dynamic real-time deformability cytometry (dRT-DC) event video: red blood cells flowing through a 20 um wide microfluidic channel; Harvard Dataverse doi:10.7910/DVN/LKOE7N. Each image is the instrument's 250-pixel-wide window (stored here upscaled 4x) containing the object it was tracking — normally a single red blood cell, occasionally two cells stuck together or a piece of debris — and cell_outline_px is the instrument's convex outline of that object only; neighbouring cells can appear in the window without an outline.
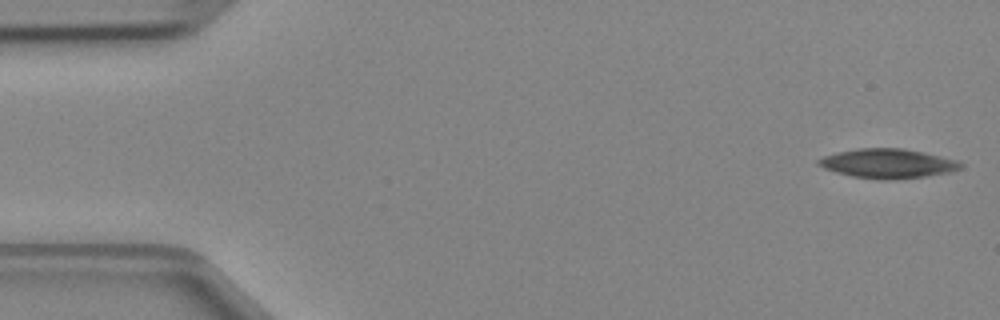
{"species": "Egyptian fruit bat (a non-hibernating species)", "species_latin": "Rousettus aegyptiacus", "temperature_condition": "cold", "stored_images_in_passage": 5, "segment_of_instrument_passage": [2, 2], "camera_frame_rate_fps": 3000, "um_per_image_px": 0.085, "animal": {"sex": "female"}, "frame": {"image": 1, "passage_image": 5, "time_ms": 1.333, "image_size_px": [1000, 320], "cell_outline_px": [[964, 168], [948, 172], [924, 176], [888, 180], [880, 180], [852, 176], [836, 172], [824, 168], [816, 164], [816, 160], [824, 156], [836, 152], [856, 148], [904, 148], [924, 152], [960, 160], [964, 164]], "centroid_in_image_um": [75.48, 13.89], "position_along_channel_um": 9.5, "area_um2": 24.57}}